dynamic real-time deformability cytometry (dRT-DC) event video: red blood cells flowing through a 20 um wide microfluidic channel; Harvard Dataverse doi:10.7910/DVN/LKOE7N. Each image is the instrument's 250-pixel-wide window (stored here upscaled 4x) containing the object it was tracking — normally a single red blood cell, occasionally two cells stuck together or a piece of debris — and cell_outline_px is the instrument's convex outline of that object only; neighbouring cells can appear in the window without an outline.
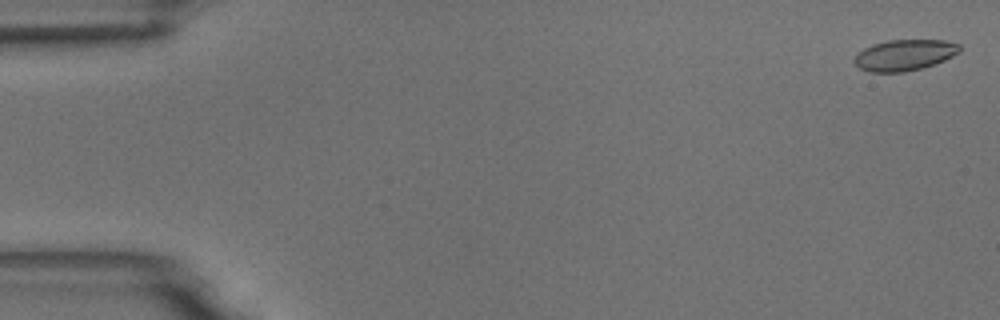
{"species": "common noctule bat (a hibernating species)", "species_latin": "Nyctalus noctula", "temperature_condition": "room temperature", "stored_images_in_passage": 6, "camera_frame_rate_fps": 3000, "um_per_image_px": 0.085, "animal": {"sex": "male", "body_mass_g": 18.8}, "frame": {"image": 1, "passage_image": 1, "time_ms": 0.0, "image_size_px": [1000, 320], "cell_outline_px": [[960, 52], [944, 60], [920, 68], [904, 72], [868, 72], [860, 68], [852, 60], [856, 52], [872, 44], [888, 40], [944, 40], [960, 44]], "centroid_in_image_um": [76.84, 4.67], "position_along_channel_um": 8.2, "area_um2": 19.07}}
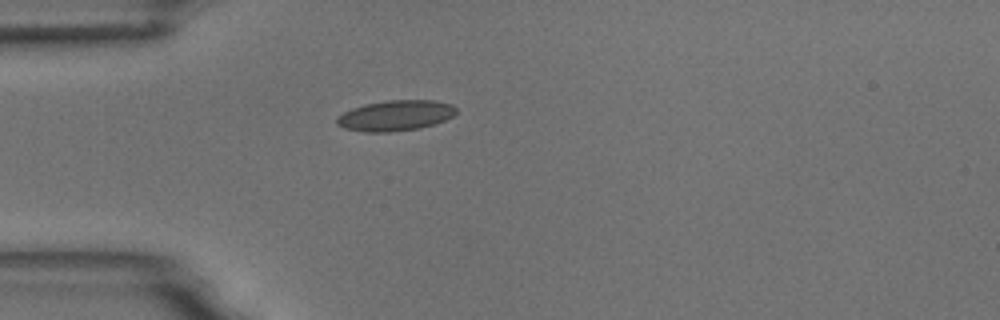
{"frame": {"image": 2, "passage_image": 5, "time_ms": 4.667, "image_size_px": [1000, 320], "cell_outline_px": [[456, 112], [452, 116], [436, 124], [420, 128], [392, 132], [364, 132], [344, 128], [336, 124], [336, 116], [352, 108], [364, 104], [388, 100], [436, 100], [452, 104], [456, 108]], "centroid_in_image_um": [33.6, 9.82], "position_along_channel_um": 51.4, "area_um2": 21.44}}